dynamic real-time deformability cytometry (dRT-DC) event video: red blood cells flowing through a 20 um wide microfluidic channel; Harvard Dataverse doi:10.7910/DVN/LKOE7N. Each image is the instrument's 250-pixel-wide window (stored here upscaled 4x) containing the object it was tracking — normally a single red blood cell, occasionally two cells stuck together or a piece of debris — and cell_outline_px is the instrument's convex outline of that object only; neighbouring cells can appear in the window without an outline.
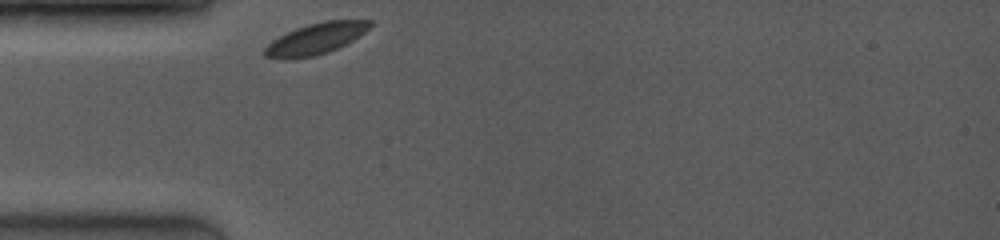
{"species": "common noctule bat (a hibernating species)", "species_latin": "Nyctalus noctula", "temperature_condition": "room temperature", "stored_images_in_passage": 38, "camera_frame_rate_fps": 4000, "um_per_image_px": 0.085, "animal": {"sex": "female", "body_mass_g": 19.0, "forearm_length_mm": 53.3}, "frame": {"image": 1, "passage_image": 1, "time_ms": 0.0, "image_size_px": [1000, 240], "cell_outline_px": [[372, 24], [364, 32], [352, 40], [328, 52], [312, 56], [264, 56], [264, 48], [272, 40], [296, 28], [308, 24], [324, 20], [372, 20]], "centroid_in_image_um": [26.9, 3.23], "position_along_channel_um": 58.1, "area_um2": 18.21}}
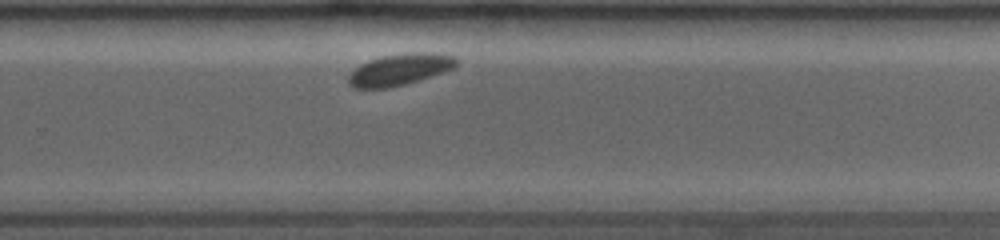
{"frame": {"image": 2, "passage_image": 27, "time_ms": 6.5, "image_size_px": [1000, 240], "cell_outline_px": [[460, 60], [452, 68], [404, 84], [388, 88], [356, 88], [348, 84], [348, 76], [360, 64], [384, 56], [416, 52], [440, 52], [456, 56]], "centroid_in_image_um": [34.0, 5.89], "position_along_channel_um": 295.8, "area_um2": 19.42}}
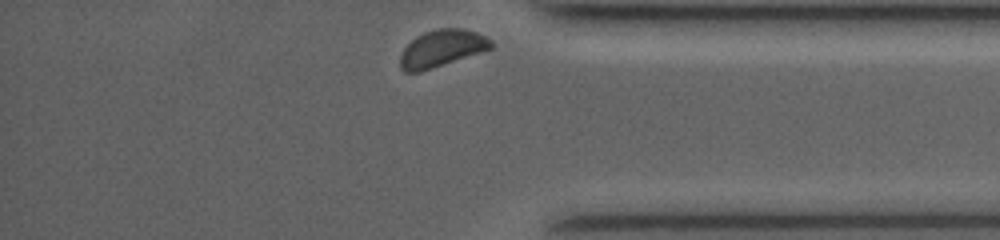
{"frame": {"image": 3, "passage_image": 38, "time_ms": 9.25, "image_size_px": [1000, 240], "cell_outline_px": [[492, 48], [420, 72], [404, 72], [400, 68], [400, 56], [404, 48], [416, 36], [424, 32], [440, 28], [460, 28], [476, 32], [492, 40]], "centroid_in_image_um": [37.52, 4.11], "position_along_channel_um": 397.7, "area_um2": 19.31}}